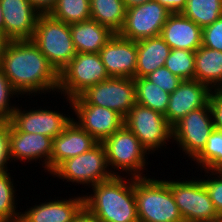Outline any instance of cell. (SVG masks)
I'll use <instances>...</instances> for the list:
<instances>
[{
	"instance_id": "1",
	"label": "cell",
	"mask_w": 222,
	"mask_h": 222,
	"mask_svg": "<svg viewBox=\"0 0 222 222\" xmlns=\"http://www.w3.org/2000/svg\"><path fill=\"white\" fill-rule=\"evenodd\" d=\"M0 68L23 97L24 94L32 97L37 93L58 91L59 74L32 40H10L1 57Z\"/></svg>"
},
{
	"instance_id": "2",
	"label": "cell",
	"mask_w": 222,
	"mask_h": 222,
	"mask_svg": "<svg viewBox=\"0 0 222 222\" xmlns=\"http://www.w3.org/2000/svg\"><path fill=\"white\" fill-rule=\"evenodd\" d=\"M126 177L99 182L91 186L92 194L84 195V206L101 222H139L134 177Z\"/></svg>"
},
{
	"instance_id": "3",
	"label": "cell",
	"mask_w": 222,
	"mask_h": 222,
	"mask_svg": "<svg viewBox=\"0 0 222 222\" xmlns=\"http://www.w3.org/2000/svg\"><path fill=\"white\" fill-rule=\"evenodd\" d=\"M139 222H184L166 180L134 178Z\"/></svg>"
},
{
	"instance_id": "4",
	"label": "cell",
	"mask_w": 222,
	"mask_h": 222,
	"mask_svg": "<svg viewBox=\"0 0 222 222\" xmlns=\"http://www.w3.org/2000/svg\"><path fill=\"white\" fill-rule=\"evenodd\" d=\"M58 74L76 55L70 25L40 14L31 39Z\"/></svg>"
},
{
	"instance_id": "5",
	"label": "cell",
	"mask_w": 222,
	"mask_h": 222,
	"mask_svg": "<svg viewBox=\"0 0 222 222\" xmlns=\"http://www.w3.org/2000/svg\"><path fill=\"white\" fill-rule=\"evenodd\" d=\"M107 162L112 174L119 176V171L129 174L134 178L148 177L144 173L148 151L142 146L139 139L125 126L114 132L102 142ZM117 171L118 172H114Z\"/></svg>"
},
{
	"instance_id": "6",
	"label": "cell",
	"mask_w": 222,
	"mask_h": 222,
	"mask_svg": "<svg viewBox=\"0 0 222 222\" xmlns=\"http://www.w3.org/2000/svg\"><path fill=\"white\" fill-rule=\"evenodd\" d=\"M66 182L91 187L115 175L109 168L105 148L98 143L91 150L61 162L51 173Z\"/></svg>"
},
{
	"instance_id": "7",
	"label": "cell",
	"mask_w": 222,
	"mask_h": 222,
	"mask_svg": "<svg viewBox=\"0 0 222 222\" xmlns=\"http://www.w3.org/2000/svg\"><path fill=\"white\" fill-rule=\"evenodd\" d=\"M110 78L99 53H76L74 58L59 74L57 93L72 99L90 86ZM65 94V95H64Z\"/></svg>"
},
{
	"instance_id": "8",
	"label": "cell",
	"mask_w": 222,
	"mask_h": 222,
	"mask_svg": "<svg viewBox=\"0 0 222 222\" xmlns=\"http://www.w3.org/2000/svg\"><path fill=\"white\" fill-rule=\"evenodd\" d=\"M124 125L153 153L161 150L172 138V126L166 117L146 106L135 103L124 118ZM151 151V152H150Z\"/></svg>"
},
{
	"instance_id": "9",
	"label": "cell",
	"mask_w": 222,
	"mask_h": 222,
	"mask_svg": "<svg viewBox=\"0 0 222 222\" xmlns=\"http://www.w3.org/2000/svg\"><path fill=\"white\" fill-rule=\"evenodd\" d=\"M167 183L184 222H203L219 217L202 179H169Z\"/></svg>"
},
{
	"instance_id": "10",
	"label": "cell",
	"mask_w": 222,
	"mask_h": 222,
	"mask_svg": "<svg viewBox=\"0 0 222 222\" xmlns=\"http://www.w3.org/2000/svg\"><path fill=\"white\" fill-rule=\"evenodd\" d=\"M78 97L86 105L109 108L125 118L136 103L135 82L132 78L110 77L90 86Z\"/></svg>"
},
{
	"instance_id": "11",
	"label": "cell",
	"mask_w": 222,
	"mask_h": 222,
	"mask_svg": "<svg viewBox=\"0 0 222 222\" xmlns=\"http://www.w3.org/2000/svg\"><path fill=\"white\" fill-rule=\"evenodd\" d=\"M214 129L208 102L204 107L189 112L172 126V140L193 160L205 147Z\"/></svg>"
},
{
	"instance_id": "12",
	"label": "cell",
	"mask_w": 222,
	"mask_h": 222,
	"mask_svg": "<svg viewBox=\"0 0 222 222\" xmlns=\"http://www.w3.org/2000/svg\"><path fill=\"white\" fill-rule=\"evenodd\" d=\"M170 14L171 11L156 0L127 8L123 28L118 34L134 41L158 36Z\"/></svg>"
},
{
	"instance_id": "13",
	"label": "cell",
	"mask_w": 222,
	"mask_h": 222,
	"mask_svg": "<svg viewBox=\"0 0 222 222\" xmlns=\"http://www.w3.org/2000/svg\"><path fill=\"white\" fill-rule=\"evenodd\" d=\"M66 101H69L70 109L77 116L72 119L98 143H102L124 125V118L109 108L86 105L78 96Z\"/></svg>"
},
{
	"instance_id": "14",
	"label": "cell",
	"mask_w": 222,
	"mask_h": 222,
	"mask_svg": "<svg viewBox=\"0 0 222 222\" xmlns=\"http://www.w3.org/2000/svg\"><path fill=\"white\" fill-rule=\"evenodd\" d=\"M15 109L10 118V125L16 130L32 134H42L50 138L58 136L72 120L70 116L58 111L43 109Z\"/></svg>"
},
{
	"instance_id": "15",
	"label": "cell",
	"mask_w": 222,
	"mask_h": 222,
	"mask_svg": "<svg viewBox=\"0 0 222 222\" xmlns=\"http://www.w3.org/2000/svg\"><path fill=\"white\" fill-rule=\"evenodd\" d=\"M99 55L110 77L135 78L137 41L115 33L101 48Z\"/></svg>"
},
{
	"instance_id": "16",
	"label": "cell",
	"mask_w": 222,
	"mask_h": 222,
	"mask_svg": "<svg viewBox=\"0 0 222 222\" xmlns=\"http://www.w3.org/2000/svg\"><path fill=\"white\" fill-rule=\"evenodd\" d=\"M4 35L9 40H31L39 13L28 0H0Z\"/></svg>"
},
{
	"instance_id": "17",
	"label": "cell",
	"mask_w": 222,
	"mask_h": 222,
	"mask_svg": "<svg viewBox=\"0 0 222 222\" xmlns=\"http://www.w3.org/2000/svg\"><path fill=\"white\" fill-rule=\"evenodd\" d=\"M10 158L13 162L23 160L26 163L31 161H39L43 159L44 171L47 170L50 174V161L53 151V138L42 134H32L21 131H16L10 125Z\"/></svg>"
},
{
	"instance_id": "18",
	"label": "cell",
	"mask_w": 222,
	"mask_h": 222,
	"mask_svg": "<svg viewBox=\"0 0 222 222\" xmlns=\"http://www.w3.org/2000/svg\"><path fill=\"white\" fill-rule=\"evenodd\" d=\"M212 90L197 80H183L170 93L166 114L168 123L173 126L189 112L204 107L210 98Z\"/></svg>"
},
{
	"instance_id": "19",
	"label": "cell",
	"mask_w": 222,
	"mask_h": 222,
	"mask_svg": "<svg viewBox=\"0 0 222 222\" xmlns=\"http://www.w3.org/2000/svg\"><path fill=\"white\" fill-rule=\"evenodd\" d=\"M98 142L73 119L53 138L50 173L64 160L91 150Z\"/></svg>"
},
{
	"instance_id": "20",
	"label": "cell",
	"mask_w": 222,
	"mask_h": 222,
	"mask_svg": "<svg viewBox=\"0 0 222 222\" xmlns=\"http://www.w3.org/2000/svg\"><path fill=\"white\" fill-rule=\"evenodd\" d=\"M75 197V198H74ZM67 199H51L20 213L24 222H72L84 207V195ZM55 200V201H54Z\"/></svg>"
},
{
	"instance_id": "21",
	"label": "cell",
	"mask_w": 222,
	"mask_h": 222,
	"mask_svg": "<svg viewBox=\"0 0 222 222\" xmlns=\"http://www.w3.org/2000/svg\"><path fill=\"white\" fill-rule=\"evenodd\" d=\"M160 36L171 49L196 51L202 45V28L182 13H171Z\"/></svg>"
},
{
	"instance_id": "22",
	"label": "cell",
	"mask_w": 222,
	"mask_h": 222,
	"mask_svg": "<svg viewBox=\"0 0 222 222\" xmlns=\"http://www.w3.org/2000/svg\"><path fill=\"white\" fill-rule=\"evenodd\" d=\"M70 30L76 53H99L115 34L107 26L92 19L70 24Z\"/></svg>"
},
{
	"instance_id": "23",
	"label": "cell",
	"mask_w": 222,
	"mask_h": 222,
	"mask_svg": "<svg viewBox=\"0 0 222 222\" xmlns=\"http://www.w3.org/2000/svg\"><path fill=\"white\" fill-rule=\"evenodd\" d=\"M170 46L158 35L137 41V67L135 78H142L165 65Z\"/></svg>"
},
{
	"instance_id": "24",
	"label": "cell",
	"mask_w": 222,
	"mask_h": 222,
	"mask_svg": "<svg viewBox=\"0 0 222 222\" xmlns=\"http://www.w3.org/2000/svg\"><path fill=\"white\" fill-rule=\"evenodd\" d=\"M194 80L211 90L222 87V51L200 46L195 51Z\"/></svg>"
},
{
	"instance_id": "25",
	"label": "cell",
	"mask_w": 222,
	"mask_h": 222,
	"mask_svg": "<svg viewBox=\"0 0 222 222\" xmlns=\"http://www.w3.org/2000/svg\"><path fill=\"white\" fill-rule=\"evenodd\" d=\"M91 19L114 33L123 28L127 7L123 0H90Z\"/></svg>"
},
{
	"instance_id": "26",
	"label": "cell",
	"mask_w": 222,
	"mask_h": 222,
	"mask_svg": "<svg viewBox=\"0 0 222 222\" xmlns=\"http://www.w3.org/2000/svg\"><path fill=\"white\" fill-rule=\"evenodd\" d=\"M136 87V103L146 106L163 115L166 114L170 93L145 77L134 78Z\"/></svg>"
},
{
	"instance_id": "27",
	"label": "cell",
	"mask_w": 222,
	"mask_h": 222,
	"mask_svg": "<svg viewBox=\"0 0 222 222\" xmlns=\"http://www.w3.org/2000/svg\"><path fill=\"white\" fill-rule=\"evenodd\" d=\"M181 13L203 29L222 16V0H187Z\"/></svg>"
},
{
	"instance_id": "28",
	"label": "cell",
	"mask_w": 222,
	"mask_h": 222,
	"mask_svg": "<svg viewBox=\"0 0 222 222\" xmlns=\"http://www.w3.org/2000/svg\"><path fill=\"white\" fill-rule=\"evenodd\" d=\"M49 14L69 25L89 20L90 0H57Z\"/></svg>"
},
{
	"instance_id": "29",
	"label": "cell",
	"mask_w": 222,
	"mask_h": 222,
	"mask_svg": "<svg viewBox=\"0 0 222 222\" xmlns=\"http://www.w3.org/2000/svg\"><path fill=\"white\" fill-rule=\"evenodd\" d=\"M193 161L201 170L222 171V131H212L207 144Z\"/></svg>"
},
{
	"instance_id": "30",
	"label": "cell",
	"mask_w": 222,
	"mask_h": 222,
	"mask_svg": "<svg viewBox=\"0 0 222 222\" xmlns=\"http://www.w3.org/2000/svg\"><path fill=\"white\" fill-rule=\"evenodd\" d=\"M13 182V177L11 178L8 171L0 173V222L13 221L20 218L21 212L16 210L15 191L17 190L13 186Z\"/></svg>"
},
{
	"instance_id": "31",
	"label": "cell",
	"mask_w": 222,
	"mask_h": 222,
	"mask_svg": "<svg viewBox=\"0 0 222 222\" xmlns=\"http://www.w3.org/2000/svg\"><path fill=\"white\" fill-rule=\"evenodd\" d=\"M164 66L182 80H194L195 51L171 49Z\"/></svg>"
},
{
	"instance_id": "32",
	"label": "cell",
	"mask_w": 222,
	"mask_h": 222,
	"mask_svg": "<svg viewBox=\"0 0 222 222\" xmlns=\"http://www.w3.org/2000/svg\"><path fill=\"white\" fill-rule=\"evenodd\" d=\"M205 177L209 175L207 179H202L205 188L209 194V197L214 204V207L219 215L222 217V171H210L204 170ZM207 173V175H206ZM215 175V176H214ZM212 176V177H211Z\"/></svg>"
},
{
	"instance_id": "33",
	"label": "cell",
	"mask_w": 222,
	"mask_h": 222,
	"mask_svg": "<svg viewBox=\"0 0 222 222\" xmlns=\"http://www.w3.org/2000/svg\"><path fill=\"white\" fill-rule=\"evenodd\" d=\"M13 95H20L10 84L8 78L4 75L0 68V119L10 120L13 112L17 108L15 104H11ZM10 104V105H9Z\"/></svg>"
},
{
	"instance_id": "34",
	"label": "cell",
	"mask_w": 222,
	"mask_h": 222,
	"mask_svg": "<svg viewBox=\"0 0 222 222\" xmlns=\"http://www.w3.org/2000/svg\"><path fill=\"white\" fill-rule=\"evenodd\" d=\"M145 78L169 93H172L183 81L165 66L157 68L154 72L145 76Z\"/></svg>"
},
{
	"instance_id": "35",
	"label": "cell",
	"mask_w": 222,
	"mask_h": 222,
	"mask_svg": "<svg viewBox=\"0 0 222 222\" xmlns=\"http://www.w3.org/2000/svg\"><path fill=\"white\" fill-rule=\"evenodd\" d=\"M202 46L222 51V16L202 29Z\"/></svg>"
},
{
	"instance_id": "36",
	"label": "cell",
	"mask_w": 222,
	"mask_h": 222,
	"mask_svg": "<svg viewBox=\"0 0 222 222\" xmlns=\"http://www.w3.org/2000/svg\"><path fill=\"white\" fill-rule=\"evenodd\" d=\"M10 121L0 119V173L9 171L8 163L10 158Z\"/></svg>"
},
{
	"instance_id": "37",
	"label": "cell",
	"mask_w": 222,
	"mask_h": 222,
	"mask_svg": "<svg viewBox=\"0 0 222 222\" xmlns=\"http://www.w3.org/2000/svg\"><path fill=\"white\" fill-rule=\"evenodd\" d=\"M209 104L213 115L214 128L222 131V91L212 90Z\"/></svg>"
},
{
	"instance_id": "38",
	"label": "cell",
	"mask_w": 222,
	"mask_h": 222,
	"mask_svg": "<svg viewBox=\"0 0 222 222\" xmlns=\"http://www.w3.org/2000/svg\"><path fill=\"white\" fill-rule=\"evenodd\" d=\"M41 14H49L55 7L57 0H28Z\"/></svg>"
},
{
	"instance_id": "39",
	"label": "cell",
	"mask_w": 222,
	"mask_h": 222,
	"mask_svg": "<svg viewBox=\"0 0 222 222\" xmlns=\"http://www.w3.org/2000/svg\"><path fill=\"white\" fill-rule=\"evenodd\" d=\"M164 5L171 13H181L186 6L187 0H156Z\"/></svg>"
},
{
	"instance_id": "40",
	"label": "cell",
	"mask_w": 222,
	"mask_h": 222,
	"mask_svg": "<svg viewBox=\"0 0 222 222\" xmlns=\"http://www.w3.org/2000/svg\"><path fill=\"white\" fill-rule=\"evenodd\" d=\"M72 222H101L94 214H92L85 206L74 217Z\"/></svg>"
},
{
	"instance_id": "41",
	"label": "cell",
	"mask_w": 222,
	"mask_h": 222,
	"mask_svg": "<svg viewBox=\"0 0 222 222\" xmlns=\"http://www.w3.org/2000/svg\"><path fill=\"white\" fill-rule=\"evenodd\" d=\"M9 41L10 40L3 33L0 32V60L4 53V49Z\"/></svg>"
},
{
	"instance_id": "42",
	"label": "cell",
	"mask_w": 222,
	"mask_h": 222,
	"mask_svg": "<svg viewBox=\"0 0 222 222\" xmlns=\"http://www.w3.org/2000/svg\"><path fill=\"white\" fill-rule=\"evenodd\" d=\"M148 1H152V0H123V2L127 8H130V7H133L136 5H141V4L146 3Z\"/></svg>"
},
{
	"instance_id": "43",
	"label": "cell",
	"mask_w": 222,
	"mask_h": 222,
	"mask_svg": "<svg viewBox=\"0 0 222 222\" xmlns=\"http://www.w3.org/2000/svg\"><path fill=\"white\" fill-rule=\"evenodd\" d=\"M3 11L0 4V32L4 34V17H3Z\"/></svg>"
},
{
	"instance_id": "44",
	"label": "cell",
	"mask_w": 222,
	"mask_h": 222,
	"mask_svg": "<svg viewBox=\"0 0 222 222\" xmlns=\"http://www.w3.org/2000/svg\"><path fill=\"white\" fill-rule=\"evenodd\" d=\"M203 222H222V217H218L215 220L203 221Z\"/></svg>"
},
{
	"instance_id": "45",
	"label": "cell",
	"mask_w": 222,
	"mask_h": 222,
	"mask_svg": "<svg viewBox=\"0 0 222 222\" xmlns=\"http://www.w3.org/2000/svg\"><path fill=\"white\" fill-rule=\"evenodd\" d=\"M8 222H24L21 218L13 220V221H8Z\"/></svg>"
}]
</instances>
